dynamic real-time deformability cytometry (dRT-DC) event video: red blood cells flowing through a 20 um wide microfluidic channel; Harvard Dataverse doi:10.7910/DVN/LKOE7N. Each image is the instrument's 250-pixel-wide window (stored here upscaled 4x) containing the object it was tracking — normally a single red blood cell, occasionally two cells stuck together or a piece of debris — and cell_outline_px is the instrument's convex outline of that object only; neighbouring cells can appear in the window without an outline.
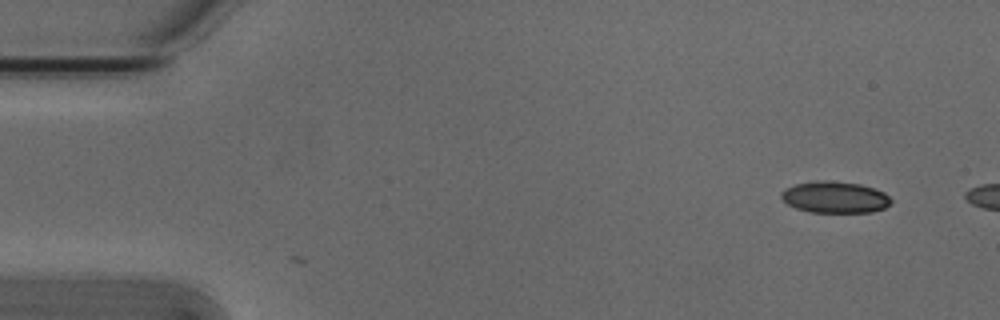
{"species": "Egyptian fruit bat (a non-hibernating species)", "species_latin": "Rousettus aegyptiacus", "temperature_condition": "cold", "stored_images_in_passage": 3, "camera_frame_rate_fps": 3000, "um_per_image_px": 0.085, "animal": {"sex": "male"}, "frame": {"image": 1, "passage_image": 1, "time_ms": 0.0, "image_size_px": [1000, 320], "cell_outline_px": [[892, 200], [884, 208], [872, 212], [808, 212], [796, 208], [788, 204], [780, 196], [780, 192], [784, 188], [796, 184], [816, 180], [824, 180], [860, 184], [884, 192]], "centroid_in_image_um": [70.93, 16.76], "position_along_channel_um": 14.1, "area_um2": 20.11}}